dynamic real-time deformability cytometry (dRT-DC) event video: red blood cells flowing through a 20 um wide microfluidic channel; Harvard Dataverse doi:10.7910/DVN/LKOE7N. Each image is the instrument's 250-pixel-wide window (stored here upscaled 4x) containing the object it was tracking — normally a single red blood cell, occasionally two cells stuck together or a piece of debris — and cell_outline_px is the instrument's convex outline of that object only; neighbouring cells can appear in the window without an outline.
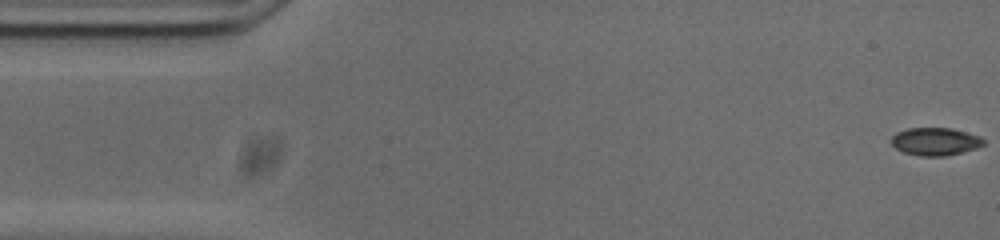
{"species": "common noctule bat (a hibernating species)", "species_latin": "Nyctalus noctula", "temperature_condition": "cold", "stored_images_in_passage": 54, "camera_frame_rate_fps": 3000, "um_per_image_px": 0.085, "animal": {"sex": "male", "body_mass_g": 20.0, "forearm_length_mm": 53.3}, "frame": {"image": 1, "passage_image": 1, "time_ms": 0.0, "image_size_px": [1000, 240], "cell_outline_px": [[984, 144], [976, 148], [948, 156], [920, 156], [904, 152], [896, 148], [888, 140], [896, 132], [908, 128], [952, 128], [980, 136], [984, 140]], "centroid_in_image_um": [79.47, 12.02], "position_along_channel_um": 5.5, "area_um2": 15.03}}
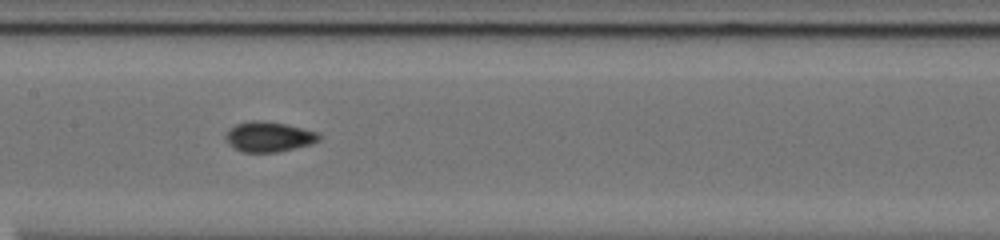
{"frame": {"image": 2, "passage_image": 25, "time_ms": 8.0, "image_size_px": [1000, 240], "cell_outline_px": [[320, 140], [312, 144], [276, 152], [240, 152], [228, 144], [224, 136], [228, 128], [236, 124], [252, 120], [264, 120], [284, 124], [316, 132], [320, 136]], "centroid_in_image_um": [22.79, 11.62], "position_along_channel_um": 184.6, "area_um2": 16.42}}
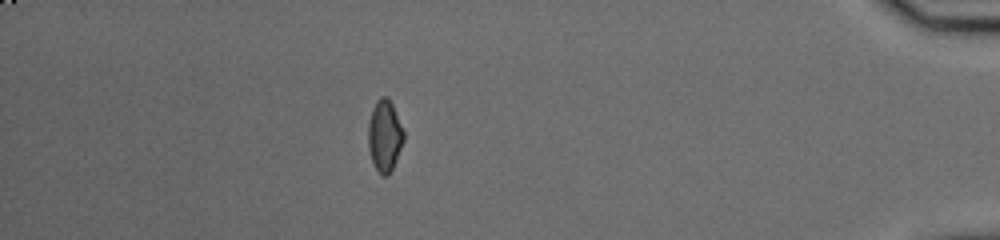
{"frame": {"image": 3, "passage_image": 47, "time_ms": 15.333, "image_size_px": [1000, 240], "cell_outline_px": [[404, 140], [392, 168], [388, 176], [380, 176], [372, 164], [368, 148], [368, 124], [372, 108], [376, 100], [380, 96], [388, 96], [404, 128]], "centroid_in_image_um": [32.68, 11.53], "position_along_channel_um": 402.5, "area_um2": 15.14}, "authors_computed_cell_mechanics": {"area_um2": 15.4037, "velocity_mm_per_s": 3.7464, "shape_relaxation_time_tau1_ms": 9.2752, "shape_relaxation_time_tau2_ms": 1.5408, "deformation_change_tau1": 0.1361, "deformation_change_tau2": 0.0496}}